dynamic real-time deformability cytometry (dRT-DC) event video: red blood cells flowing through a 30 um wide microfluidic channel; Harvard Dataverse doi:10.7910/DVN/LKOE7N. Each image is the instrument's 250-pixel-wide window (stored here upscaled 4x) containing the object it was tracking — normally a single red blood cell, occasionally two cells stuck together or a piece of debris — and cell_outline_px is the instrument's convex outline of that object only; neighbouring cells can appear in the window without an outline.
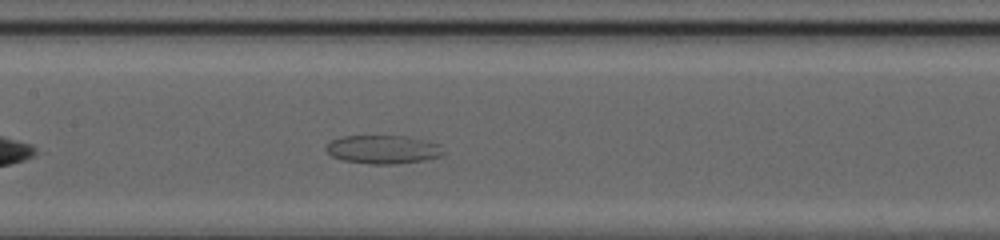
{"species": "common noctule bat (a hibernating species)", "species_latin": "Nyctalus noctula", "temperature_condition": "cold", "stored_images_in_passage": 36, "camera_frame_rate_fps": 3000, "um_per_image_px": 0.085, "animal": {"sex": "female", "body_mass_g": 20.0, "forearm_length_mm": 54.0}, "frame": {"image": 1, "passage_image": 10, "time_ms": 3.0, "image_size_px": [1000, 240], "cell_outline_px": [[444, 152], [440, 156], [424, 160], [396, 164], [368, 164], [344, 160], [332, 156], [324, 148], [332, 140], [344, 136], [400, 136], [436, 144]], "centroid_in_image_um": [32.48, 12.72], "position_along_channel_um": 174.9, "area_um2": 18.96}}
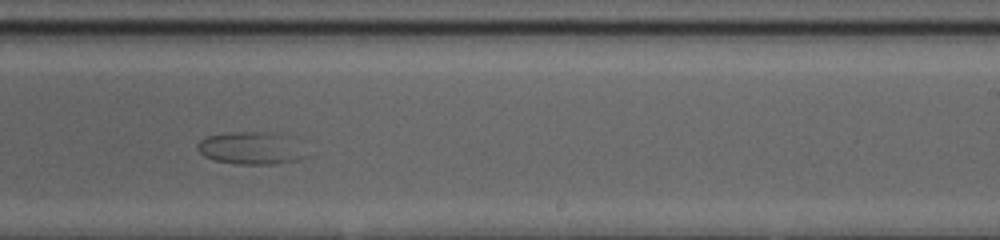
{"frame": {"image": 2, "passage_image": 17, "time_ms": 5.333, "image_size_px": [1000, 240], "cell_outline_px": [[308, 156], [296, 160], [276, 164], [236, 164], [212, 160], [204, 156], [196, 148], [196, 144], [200, 140], [208, 136], [232, 132], [272, 132], [284, 136]], "centroid_in_image_um": [21.22, 12.61], "position_along_channel_um": 267.8, "area_um2": 20.11}}
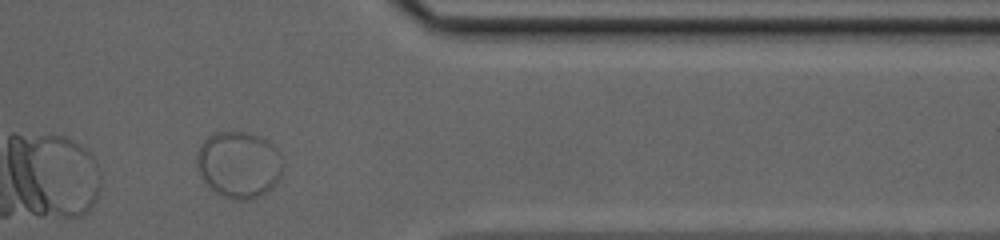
{"frame": {"image": 3, "passage_image": 27, "time_ms": 8.667, "image_size_px": [1000, 240], "cell_outline_px": [[280, 176], [276, 184], [264, 192], [248, 200], [232, 200], [216, 192], [200, 176], [196, 164], [196, 152], [200, 144], [208, 136], [216, 132], [248, 132], [268, 140], [280, 152]], "centroid_in_image_um": [20.26, 13.97], "position_along_channel_um": 391.1, "area_um2": 33.18}}